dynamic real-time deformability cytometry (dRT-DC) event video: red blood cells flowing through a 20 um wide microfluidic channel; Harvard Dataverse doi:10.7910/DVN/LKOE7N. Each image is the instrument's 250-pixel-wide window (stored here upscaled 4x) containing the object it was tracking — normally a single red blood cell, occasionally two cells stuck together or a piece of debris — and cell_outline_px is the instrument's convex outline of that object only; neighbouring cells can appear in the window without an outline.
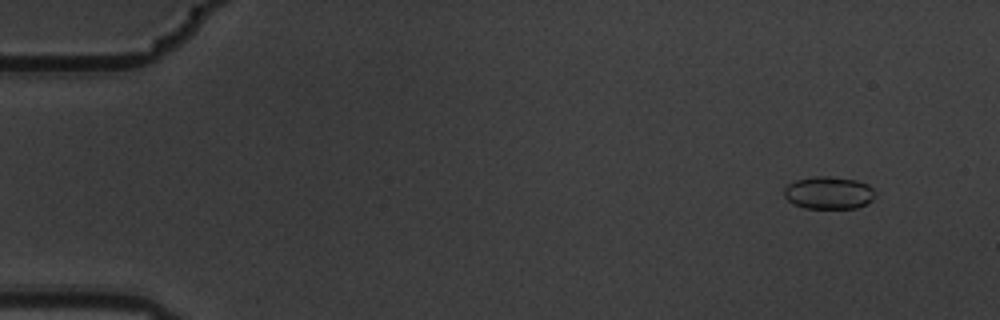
{"species": "common noctule bat (a hibernating species)", "species_latin": "Nyctalus noctula", "temperature_condition": "warm", "stored_images_in_passage": 7, "camera_frame_rate_fps": 3000, "um_per_image_px": 0.085, "animal": {"sex": "male", "body_mass_g": 19.5, "forearm_length_mm": 54.6}, "frame": {"image": 1, "passage_image": 2, "time_ms": 0.333, "image_size_px": [1000, 320], "cell_outline_px": [[876, 192], [872, 200], [856, 208], [804, 208], [788, 200], [784, 196], [784, 188], [788, 184], [796, 180], [816, 176], [828, 176], [856, 180], [868, 184]], "centroid_in_image_um": [70.44, 16.38], "position_along_channel_um": 14.6, "area_um2": 17.17}}
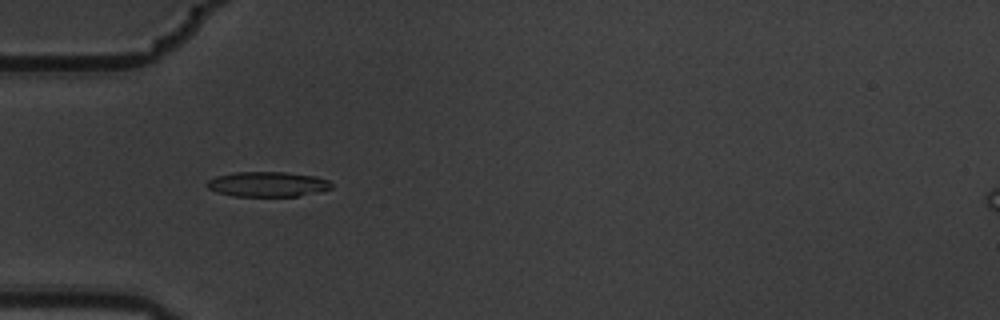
{"frame": {"image": 2, "passage_image": 6, "time_ms": 1.667, "image_size_px": [1000, 320], "cell_outline_px": [[332, 188], [316, 192], [296, 196], [232, 196], [216, 192], [208, 188], [204, 184], [208, 180], [216, 176], [236, 172], [284, 172], [316, 176], [328, 180], [332, 184]], "centroid_in_image_um": [22.7, 15.65], "position_along_channel_um": 62.3, "area_um2": 18.15}}
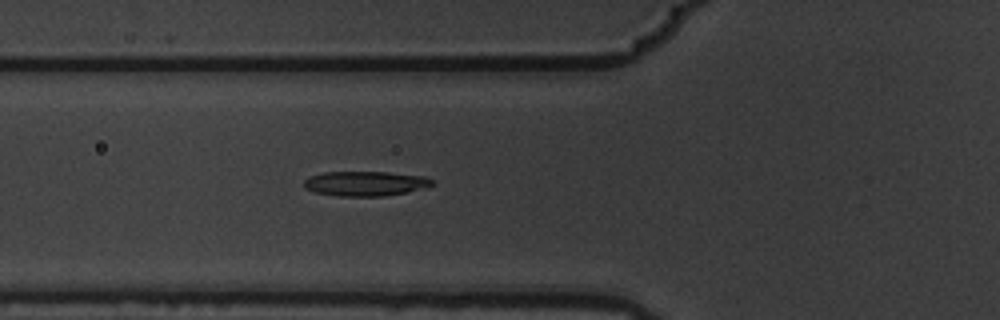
{"frame": {"image": 3, "passage_image": 7, "time_ms": 2.0, "image_size_px": [1000, 320], "cell_outline_px": [[436, 184], [428, 188], [384, 196], [336, 196], [316, 192], [304, 188], [304, 180], [308, 176], [324, 172], [388, 172], [424, 176], [432, 180]], "centroid_in_image_um": [31.08, 15.6], "position_along_channel_um": 94.7, "area_um2": 18.67}}